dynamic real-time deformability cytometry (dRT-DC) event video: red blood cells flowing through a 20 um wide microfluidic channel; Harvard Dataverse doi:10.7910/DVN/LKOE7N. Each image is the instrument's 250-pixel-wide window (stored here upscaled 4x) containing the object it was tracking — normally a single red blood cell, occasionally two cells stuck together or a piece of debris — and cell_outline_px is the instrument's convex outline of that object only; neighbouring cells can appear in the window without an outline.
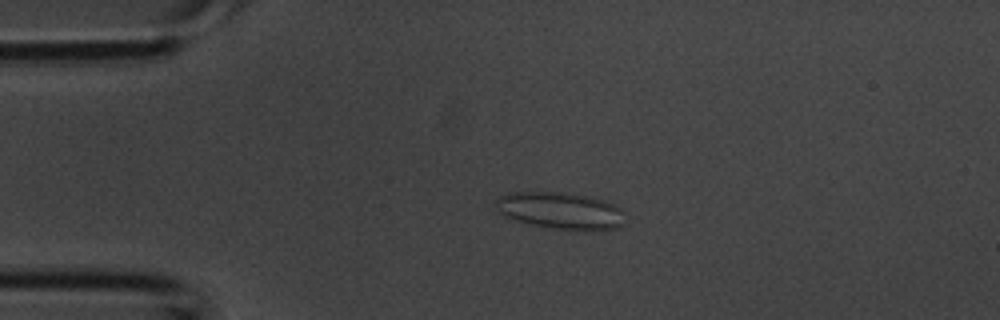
{"species": "common noctule bat (a hibernating species)", "species_latin": "Nyctalus noctula", "temperature_condition": "room temperature", "stored_images_in_passage": 3, "camera_frame_rate_fps": 3000, "um_per_image_px": 0.085, "animal": {"sex": "male", "body_mass_g": 20.1, "forearm_length_mm": 53.5}, "frame": {"image": 1, "passage_image": 2, "time_ms": 0.333, "image_size_px": [1000, 320], "cell_outline_px": [[620, 228], [592, 232], [584, 232], [552, 228], [532, 224], [516, 220], [504, 216], [496, 208], [496, 200], [500, 196], [512, 192], [568, 192], [588, 196], [604, 200], [620, 208]], "centroid_in_image_um": [47.64, 17.92], "position_along_channel_um": 37.4, "area_um2": 27.86}}
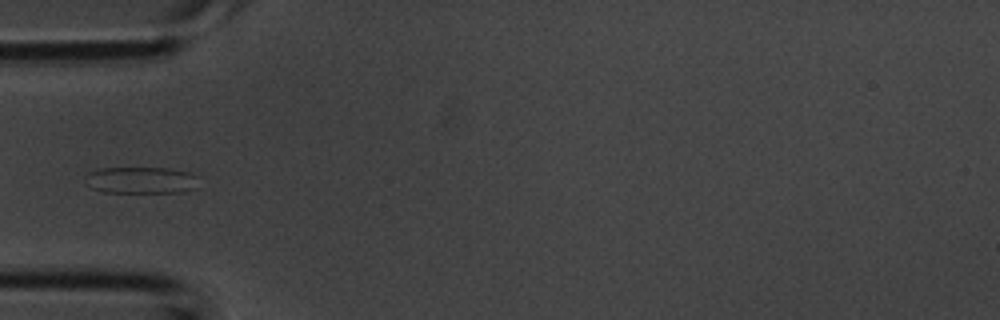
{"frame": {"image": 2, "passage_image": 3, "time_ms": 0.667, "image_size_px": [1000, 320], "cell_outline_px": [[200, 176], [196, 188], [180, 192], [104, 192], [92, 188], [84, 184], [84, 176], [88, 172], [100, 168], [172, 168], [192, 172]], "centroid_in_image_um": [12.01, 15.3], "position_along_channel_um": 73.0, "area_um2": 18.09}}